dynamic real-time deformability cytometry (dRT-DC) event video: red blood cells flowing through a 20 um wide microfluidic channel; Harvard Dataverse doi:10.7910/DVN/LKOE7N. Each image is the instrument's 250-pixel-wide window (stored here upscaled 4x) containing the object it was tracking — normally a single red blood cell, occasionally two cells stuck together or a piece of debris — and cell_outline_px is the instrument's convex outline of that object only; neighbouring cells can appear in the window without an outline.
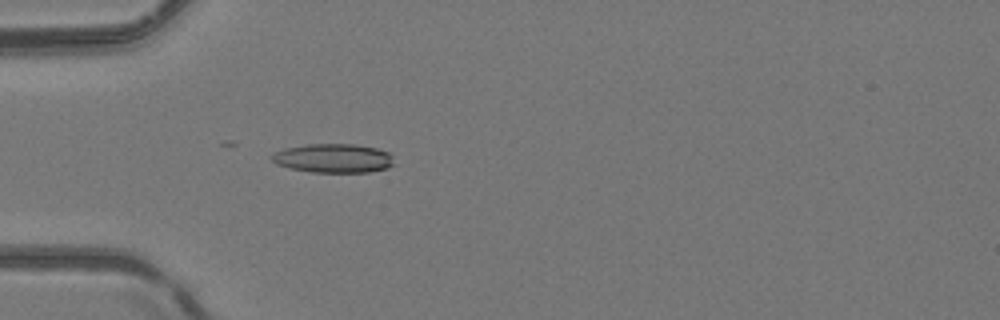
{"species": "common noctule bat (a hibernating species)", "species_latin": "Nyctalus noctula", "temperature_condition": "room temperature", "stored_images_in_passage": 5, "camera_frame_rate_fps": 3000, "um_per_image_px": 0.085, "animal": {"sex": "female", "body_mass_g": 24.6, "forearm_length_mm": 56.2}, "frame": {"image": 1, "passage_image": 2, "time_ms": 0.333, "image_size_px": [1000, 320], "cell_outline_px": [[392, 164], [388, 168], [368, 172], [312, 172], [288, 168], [276, 164], [268, 156], [272, 152], [284, 148], [308, 144], [356, 144], [376, 148], [388, 152], [392, 156]], "centroid_in_image_um": [28.27, 13.44], "position_along_channel_um": 56.7, "area_um2": 20.81}}